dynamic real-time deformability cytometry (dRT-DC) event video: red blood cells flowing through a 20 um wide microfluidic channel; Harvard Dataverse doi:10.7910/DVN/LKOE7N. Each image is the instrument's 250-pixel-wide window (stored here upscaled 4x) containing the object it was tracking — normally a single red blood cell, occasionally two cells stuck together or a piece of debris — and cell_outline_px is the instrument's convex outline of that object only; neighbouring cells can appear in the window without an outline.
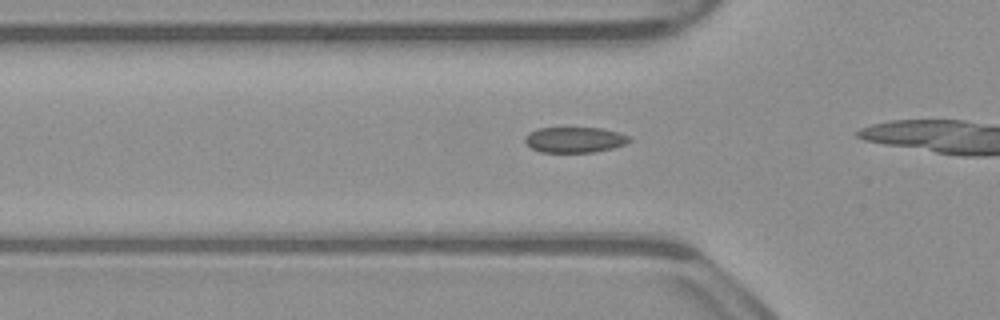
{"species": "common noctule bat (a hibernating species)", "species_latin": "Nyctalus noctula", "temperature_condition": "warm", "stored_images_in_passage": 10, "camera_frame_rate_fps": 3000, "um_per_image_px": 0.085, "animal": {"sex": "male", "body_mass_g": 23.1, "forearm_length_mm": 52.7}, "frame": {"image": 1, "passage_image": 5, "time_ms": 1.333, "image_size_px": [1000, 320], "cell_outline_px": [[632, 140], [624, 144], [612, 148], [592, 152], [540, 152], [532, 148], [524, 140], [524, 136], [528, 132], [536, 128], [600, 128], [620, 132], [628, 136]], "centroid_in_image_um": [48.82, 11.87], "position_along_channel_um": 77.0, "area_um2": 15.55}}